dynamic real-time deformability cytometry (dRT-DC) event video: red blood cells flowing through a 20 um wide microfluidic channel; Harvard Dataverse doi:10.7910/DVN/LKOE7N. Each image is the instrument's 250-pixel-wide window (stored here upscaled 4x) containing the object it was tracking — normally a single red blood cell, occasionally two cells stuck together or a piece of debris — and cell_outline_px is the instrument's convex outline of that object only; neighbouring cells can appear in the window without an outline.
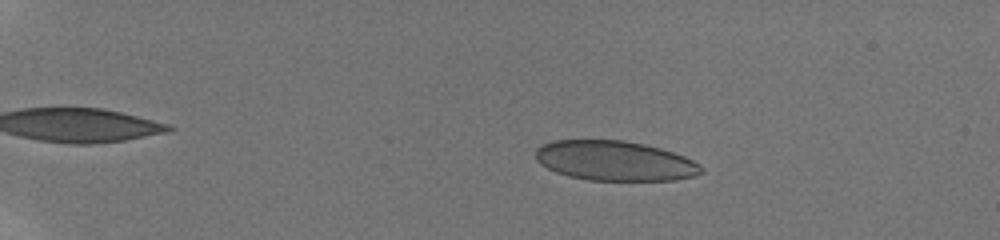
{"species": "human", "species_latin": "Homo sapiens", "temperature_condition": "room temperature", "stored_images_in_passage": 56, "camera_frame_rate_fps": 3000, "um_per_image_px": 0.085, "donor": {"sex": "male"}, "frame": {"image": 1, "passage_image": 12, "time_ms": 3.667, "image_size_px": [1000, 240], "cell_outline_px": [[704, 172], [692, 176], [676, 180], [588, 180], [568, 176], [556, 172], [540, 164], [536, 160], [536, 148], [552, 140], [624, 140], [644, 144], [660, 148], [684, 156], [692, 160], [704, 168]], "centroid_in_image_um": [52.25, 13.67], "position_along_channel_um": 32.8, "area_um2": 38.44}}
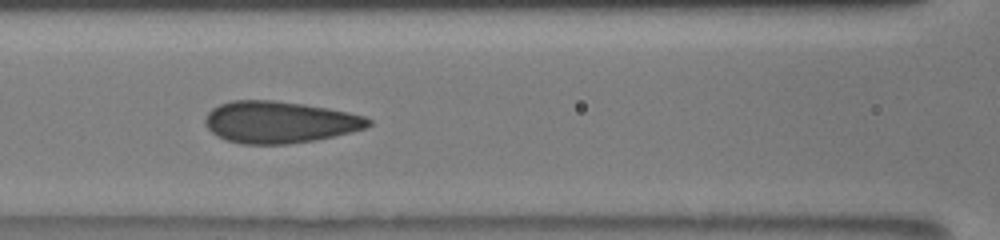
{"frame": {"image": 2, "passage_image": 29, "time_ms": 9.333, "image_size_px": [1000, 240], "cell_outline_px": [[372, 124], [364, 128], [352, 132], [316, 140], [288, 144], [240, 144], [224, 140], [216, 136], [204, 124], [204, 120], [208, 112], [212, 108], [220, 104], [232, 100], [276, 100], [304, 104], [328, 108], [348, 112], [364, 116], [372, 120]], "centroid_in_image_um": [23.74, 10.38], "position_along_channel_um": 142.9, "area_um2": 40.06}}
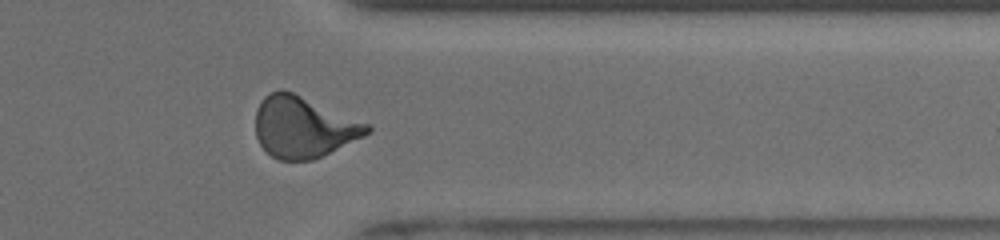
{"frame": {"image": 3, "passage_image": 48, "time_ms": 15.667, "image_size_px": [1000, 240], "cell_outline_px": [[372, 132], [364, 136], [312, 160], [280, 160], [272, 156], [260, 144], [256, 136], [256, 108], [264, 96], [280, 88], [284, 88], [368, 124], [372, 128]], "centroid_in_image_um": [25.76, 10.78], "position_along_channel_um": 385.6, "area_um2": 39.48}, "authors_computed_cell_mechanics": {"area_um2": 39.2462, "velocity_mm_per_s": 3.8569, "shape_relaxation_time_tau1_ms": 8.8247, "shape_relaxation_time_tau2_ms": null, "deformation_change_tau1": 0.2051, "deformation_change_tau2": null}}